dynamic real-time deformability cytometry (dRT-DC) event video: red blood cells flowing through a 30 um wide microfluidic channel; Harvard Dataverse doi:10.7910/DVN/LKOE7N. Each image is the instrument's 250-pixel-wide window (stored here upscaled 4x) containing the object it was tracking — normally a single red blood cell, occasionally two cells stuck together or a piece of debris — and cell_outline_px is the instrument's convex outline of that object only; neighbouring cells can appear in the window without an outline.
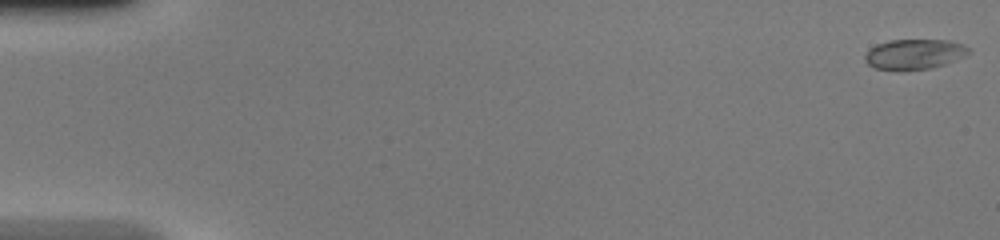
{"species": "common noctule bat (a hibernating species)", "species_latin": "Nyctalus noctula", "temperature_condition": "warm", "stored_images_in_passage": 49, "camera_frame_rate_fps": 3000, "um_per_image_px": 0.085, "animal": {"sex": "female", "body_mass_g": 20.0, "forearm_length_mm": 54.0}, "frame": {"image": 1, "passage_image": 1, "time_ms": 0.0, "image_size_px": [1000, 240], "cell_outline_px": [[972, 52], [956, 60], [932, 68], [896, 72], [876, 68], [868, 64], [864, 60], [864, 56], [876, 44], [888, 40], [948, 40], [960, 44], [968, 48]], "centroid_in_image_um": [77.69, 4.63], "position_along_channel_um": 7.3, "area_um2": 18.44}}
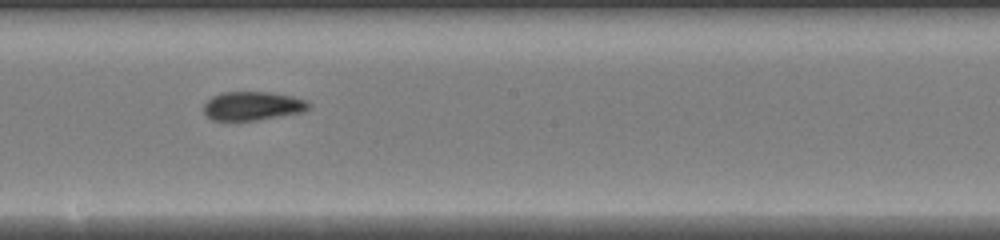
{"frame": {"image": 2, "passage_image": 28, "time_ms": 9.0, "image_size_px": [1000, 240], "cell_outline_px": [[312, 108], [304, 112], [256, 120], [212, 120], [204, 112], [204, 104], [212, 96], [224, 92], [268, 92], [292, 96], [304, 100], [312, 104]], "centroid_in_image_um": [21.51, 9.0], "position_along_channel_um": 226.7, "area_um2": 17.57}}
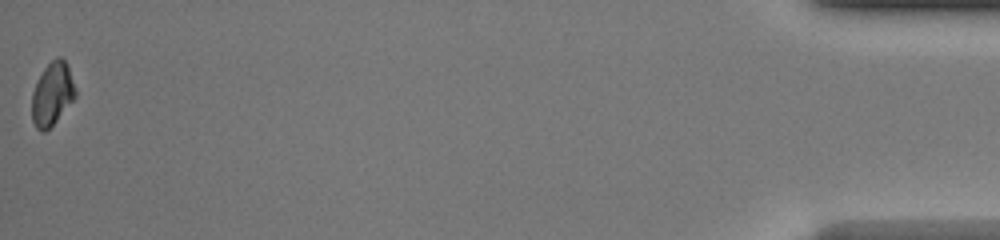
{"frame": {"image": 3, "passage_image": 49, "time_ms": 16.0, "image_size_px": [1000, 240], "cell_outline_px": [[76, 96], [56, 120], [44, 132], [40, 132], [36, 128], [32, 120], [32, 92], [44, 68], [56, 56], [60, 56], [68, 64], [76, 92]], "centroid_in_image_um": [4.43, 7.97], "position_along_channel_um": 430.8, "area_um2": 15.78}, "authors_computed_cell_mechanics": {"area_um2": 17.918, "velocity_mm_per_s": 4.2609, "shape_relaxation_time_tau1_ms": 6.7463, "shape_relaxation_time_tau2_ms": 0.98, "deformation_change_tau1": 0.213, "deformation_change_tau2": 0.0388}}